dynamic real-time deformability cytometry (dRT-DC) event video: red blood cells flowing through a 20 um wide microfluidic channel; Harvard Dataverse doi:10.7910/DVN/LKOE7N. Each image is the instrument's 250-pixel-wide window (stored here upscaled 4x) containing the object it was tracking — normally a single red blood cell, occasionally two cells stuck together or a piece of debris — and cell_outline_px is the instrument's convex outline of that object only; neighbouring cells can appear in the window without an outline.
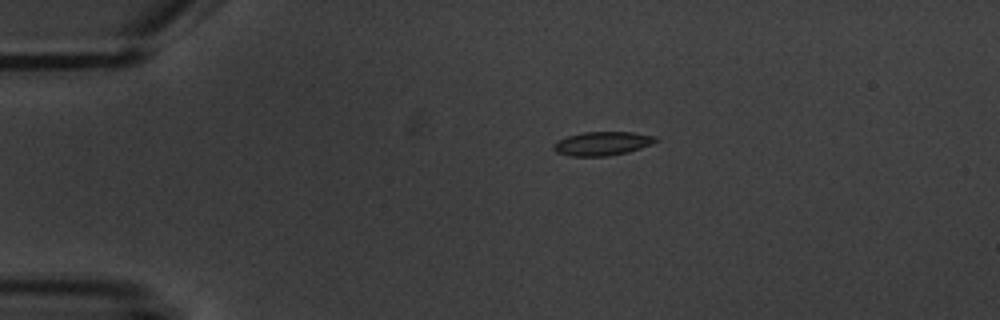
{"species": "common noctule bat (a hibernating species)", "species_latin": "Nyctalus noctula", "temperature_condition": "warm", "stored_images_in_passage": 4, "camera_frame_rate_fps": 3000, "um_per_image_px": 0.085, "animal": {"sex": "male", "body_mass_g": 20.1, "forearm_length_mm": 53.5}, "frame": {"image": 1, "passage_image": 4, "time_ms": 4.0, "image_size_px": [1000, 320], "cell_outline_px": [[660, 140], [652, 144], [628, 152], [604, 156], [572, 156], [556, 152], [552, 148], [552, 144], [556, 140], [568, 136], [584, 132], [632, 132], [656, 136]], "centroid_in_image_um": [51.19, 12.19], "position_along_channel_um": 33.8, "area_um2": 14.22}}